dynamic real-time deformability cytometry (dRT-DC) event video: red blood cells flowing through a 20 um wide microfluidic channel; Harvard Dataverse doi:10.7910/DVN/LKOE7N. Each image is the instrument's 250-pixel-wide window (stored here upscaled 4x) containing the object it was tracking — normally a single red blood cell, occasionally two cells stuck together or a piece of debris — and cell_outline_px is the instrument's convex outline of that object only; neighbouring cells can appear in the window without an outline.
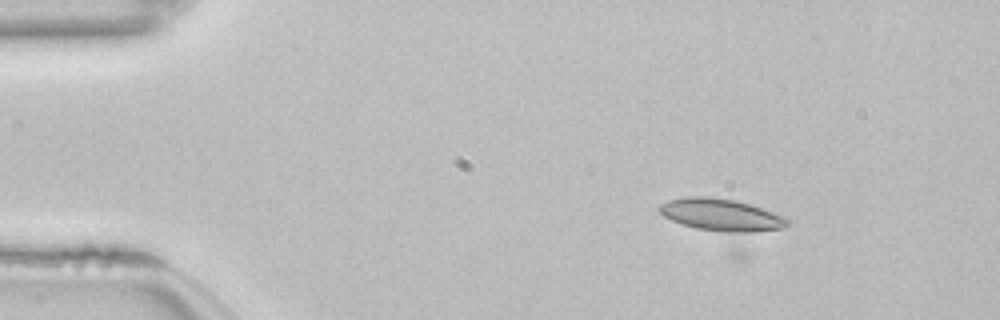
{"species": "common noctule bat (a hibernating species)", "species_latin": "Nyctalus noctula", "temperature_condition": "room temperature", "stored_images_in_passage": 8, "camera_frame_rate_fps": 3000, "um_per_image_px": 0.085, "animal": {"sex": "female", "body_mass_g": 22.7, "forearm_length_mm": 54.2}, "frame": {"image": 1, "passage_image": 6, "time_ms": 1.667, "image_size_px": [1000, 320], "cell_outline_px": [[792, 220], [784, 228], [744, 260], [736, 260], [664, 216], [656, 208], [660, 204], [668, 200], [688, 196], [708, 196], [736, 200], [752, 204], [784, 216]], "centroid_in_image_um": [61.66, 18.94], "position_along_channel_um": 23.3, "area_um2": 35.43}}